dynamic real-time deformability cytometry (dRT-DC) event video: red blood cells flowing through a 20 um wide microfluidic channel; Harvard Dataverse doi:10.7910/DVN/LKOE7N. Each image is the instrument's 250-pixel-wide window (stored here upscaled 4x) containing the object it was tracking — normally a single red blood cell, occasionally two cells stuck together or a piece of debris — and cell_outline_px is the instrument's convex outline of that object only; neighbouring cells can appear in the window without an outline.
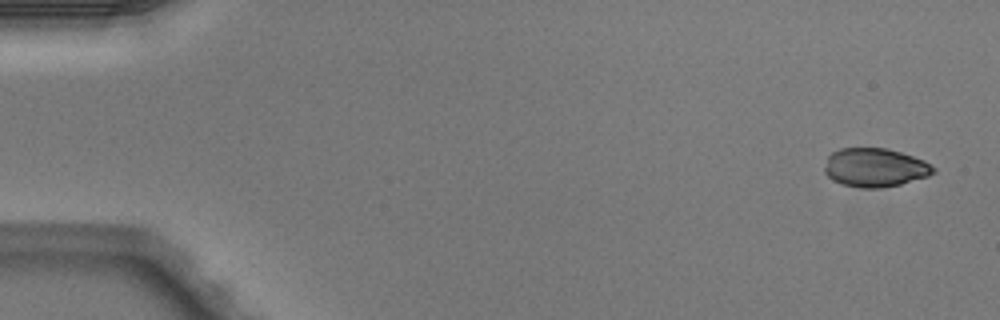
{"species": "Egyptian fruit bat (a non-hibernating species)", "species_latin": "Rousettus aegyptiacus", "temperature_condition": "warm", "stored_images_in_passage": 5, "segment_of_instrument_passage": [1, 2], "camera_frame_rate_fps": 3000, "um_per_image_px": 0.085, "animal": {"sex": "male"}, "frame": {"image": 1, "passage_image": 1, "time_ms": 0.0, "image_size_px": [1000, 320], "cell_outline_px": [[936, 172], [928, 176], [900, 184], [880, 188], [860, 188], [844, 184], [832, 180], [824, 172], [824, 168], [828, 156], [832, 152], [840, 148], [888, 148], [924, 160], [936, 168]], "centroid_in_image_um": [74.37, 14.24], "position_along_channel_um": 10.6, "area_um2": 24.57}}
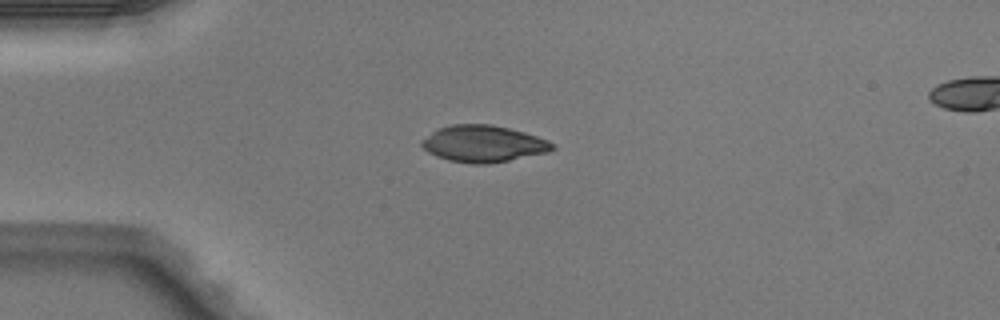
{"frame": {"image": 2, "passage_image": 4, "time_ms": 1.0, "image_size_px": [1000, 320], "cell_outline_px": [[556, 148], [548, 152], [508, 160], [484, 164], [472, 164], [448, 160], [436, 156], [428, 152], [420, 144], [420, 140], [432, 132], [440, 128], [452, 124], [488, 124], [508, 128], [524, 132], [548, 140], [556, 144]], "centroid_in_image_um": [41.08, 12.22], "position_along_channel_um": 43.9, "area_um2": 27.8}}